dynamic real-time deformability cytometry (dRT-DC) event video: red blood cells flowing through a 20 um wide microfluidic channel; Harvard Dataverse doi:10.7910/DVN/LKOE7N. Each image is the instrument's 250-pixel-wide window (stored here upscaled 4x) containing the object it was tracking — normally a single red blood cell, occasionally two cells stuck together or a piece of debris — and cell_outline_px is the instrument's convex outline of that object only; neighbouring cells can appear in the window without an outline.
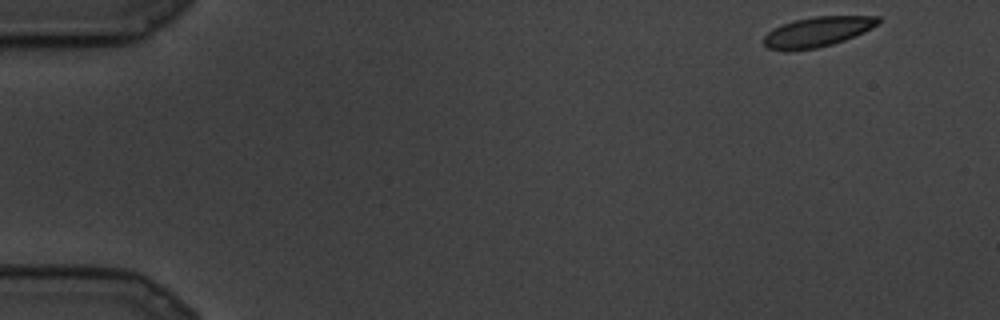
{"species": "common noctule bat (a hibernating species)", "species_latin": "Nyctalus noctula", "temperature_condition": "cold", "stored_images_in_passage": 5, "camera_frame_rate_fps": 3000, "um_per_image_px": 0.085, "animal": {"sex": "male", "body_mass_g": 19.5, "forearm_length_mm": 54.6}, "frame": {"image": 1, "passage_image": 1, "time_ms": 0.0, "image_size_px": [1000, 320], "cell_outline_px": [[880, 24], [864, 32], [844, 40], [832, 44], [816, 48], [768, 48], [764, 44], [764, 36], [772, 28], [780, 24], [792, 20], [816, 16], [880, 16]], "centroid_in_image_um": [69.54, 2.65], "position_along_channel_um": 15.5, "area_um2": 19.59}}